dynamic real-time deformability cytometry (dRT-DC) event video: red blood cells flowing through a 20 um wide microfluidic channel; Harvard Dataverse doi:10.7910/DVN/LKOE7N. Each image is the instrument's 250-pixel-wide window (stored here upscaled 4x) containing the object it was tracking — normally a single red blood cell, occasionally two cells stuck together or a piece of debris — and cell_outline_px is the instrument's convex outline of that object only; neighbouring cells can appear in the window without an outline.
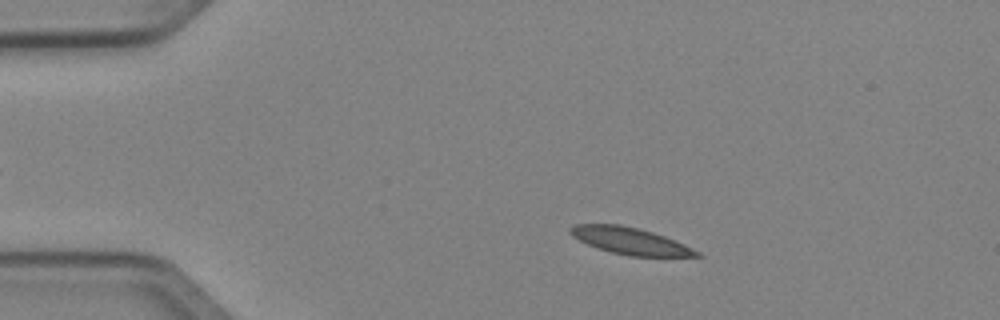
{"species": "Egyptian fruit bat (a non-hibernating species)", "species_latin": "Rousettus aegyptiacus", "temperature_condition": "cold", "stored_images_in_passage": 49, "camera_frame_rate_fps": 3000, "um_per_image_px": 0.085, "animal": {"sex": "female"}, "frame": {"image": 1, "passage_image": 8, "time_ms": 2.333, "image_size_px": [1000, 320], "cell_outline_px": [[704, 256], [628, 256], [612, 252], [588, 244], [572, 236], [568, 232], [568, 228], [576, 224], [620, 224], [640, 228], [676, 240], [700, 252]], "centroid_in_image_um": [53.57, 20.46], "position_along_channel_um": 31.4, "area_um2": 19.65}}
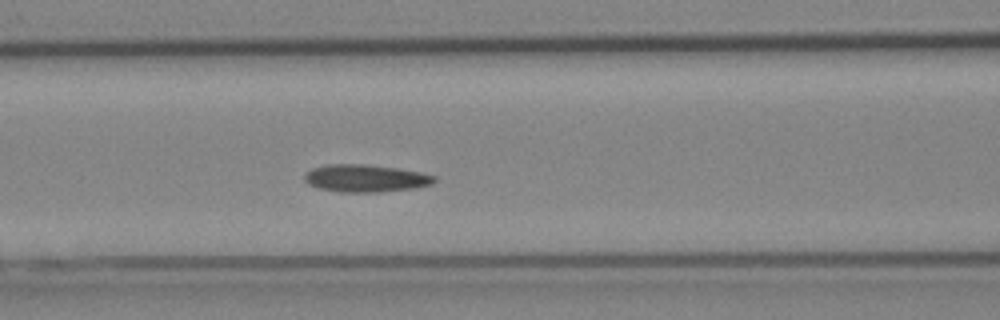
{"frame": {"image": 2, "passage_image": 20, "time_ms": 6.333, "image_size_px": [1000, 320], "cell_outline_px": [[436, 180], [432, 184], [412, 188], [380, 192], [340, 192], [320, 188], [308, 184], [304, 180], [304, 176], [312, 168], [328, 164], [368, 164], [396, 168], [420, 172], [436, 176]], "centroid_in_image_um": [31.07, 15.15], "position_along_channel_um": 135.5, "area_um2": 20.69}}
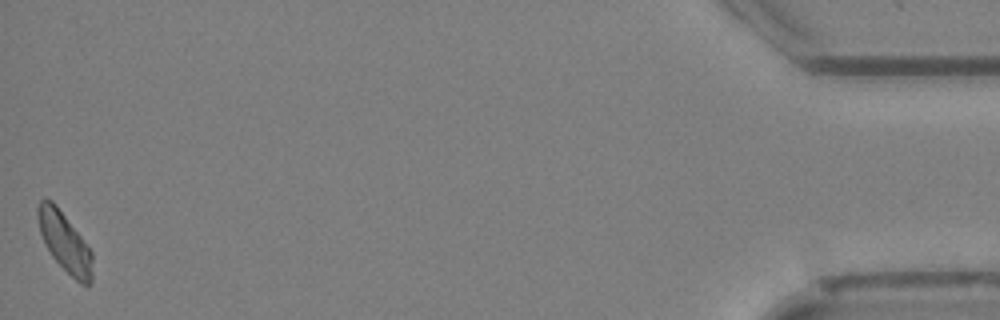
{"frame": {"image": 3, "passage_image": 49, "time_ms": 16.0, "image_size_px": [1000, 320], "cell_outline_px": [[92, 284], [80, 284], [52, 256], [44, 244], [40, 232], [36, 216], [36, 208], [40, 200], [44, 196], [52, 200], [56, 204], [92, 252]], "centroid_in_image_um": [5.46, 20.53], "position_along_channel_um": 429.7, "area_um2": 18.84}, "authors_computed_cell_mechanics": {"area_um2": 19.7098, "velocity_mm_per_s": 4.0014, "shape_relaxation_time_tau1_ms": null, "shape_relaxation_time_tau2_ms": 10.4948, "deformation_change_tau1": null, "deformation_change_tau2": 0.1678}}